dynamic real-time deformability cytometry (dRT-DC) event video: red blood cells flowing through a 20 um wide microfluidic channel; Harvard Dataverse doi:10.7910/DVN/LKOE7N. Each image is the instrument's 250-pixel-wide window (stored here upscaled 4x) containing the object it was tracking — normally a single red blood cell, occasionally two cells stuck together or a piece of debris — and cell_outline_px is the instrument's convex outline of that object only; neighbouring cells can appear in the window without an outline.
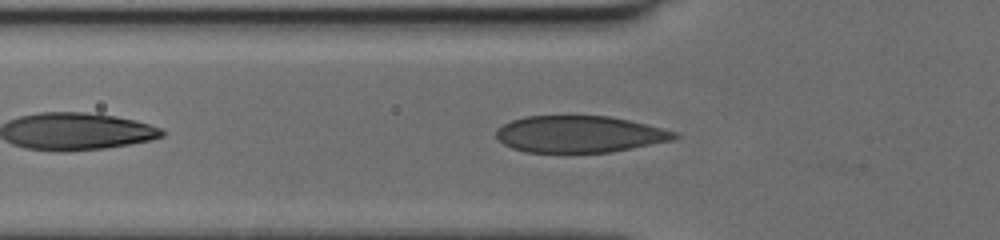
{"species": "human", "species_latin": "Homo sapiens", "temperature_condition": "cold", "stored_images_in_passage": 38, "camera_frame_rate_fps": 3000, "um_per_image_px": 0.085, "donor": {"sex": "female"}, "frame": {"image": 1, "passage_image": 5, "time_ms": 1.333, "image_size_px": [1000, 240], "cell_outline_px": [[680, 136], [672, 140], [612, 152], [524, 152], [512, 148], [504, 144], [496, 136], [496, 128], [512, 120], [524, 116], [612, 116], [676, 132]], "centroid_in_image_um": [49.22, 11.4], "position_along_channel_um": 76.6, "area_um2": 37.92}}
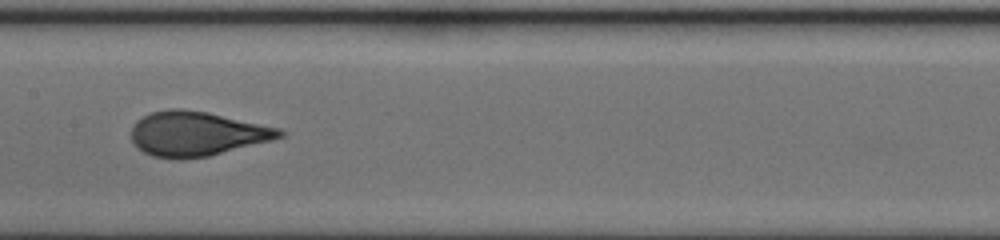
{"frame": {"image": 2, "passage_image": 13, "time_ms": 4.0, "image_size_px": [1000, 240], "cell_outline_px": [[288, 132], [284, 136], [272, 140], [208, 156], [180, 160], [176, 160], [152, 156], [136, 148], [132, 140], [132, 128], [136, 120], [152, 112], [168, 108], [180, 108], [208, 112], [280, 128]], "centroid_in_image_um": [16.72, 11.37], "position_along_channel_um": 190.7, "area_um2": 38.73}}
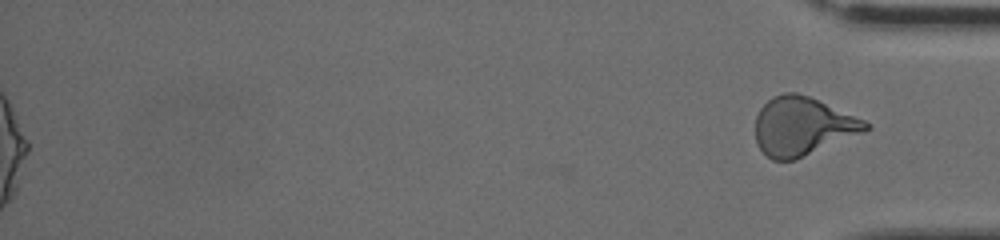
{"frame": {"image": 3, "passage_image": 38, "time_ms": 12.333, "image_size_px": [1000, 240], "cell_outline_px": [[872, 128], [864, 132], [796, 160], [772, 160], [756, 144], [756, 116], [760, 108], [772, 96], [784, 92], [796, 92], [808, 96], [864, 120], [872, 124]], "centroid_in_image_um": [68.21, 10.74], "position_along_channel_um": 367.0, "area_um2": 37.45}}